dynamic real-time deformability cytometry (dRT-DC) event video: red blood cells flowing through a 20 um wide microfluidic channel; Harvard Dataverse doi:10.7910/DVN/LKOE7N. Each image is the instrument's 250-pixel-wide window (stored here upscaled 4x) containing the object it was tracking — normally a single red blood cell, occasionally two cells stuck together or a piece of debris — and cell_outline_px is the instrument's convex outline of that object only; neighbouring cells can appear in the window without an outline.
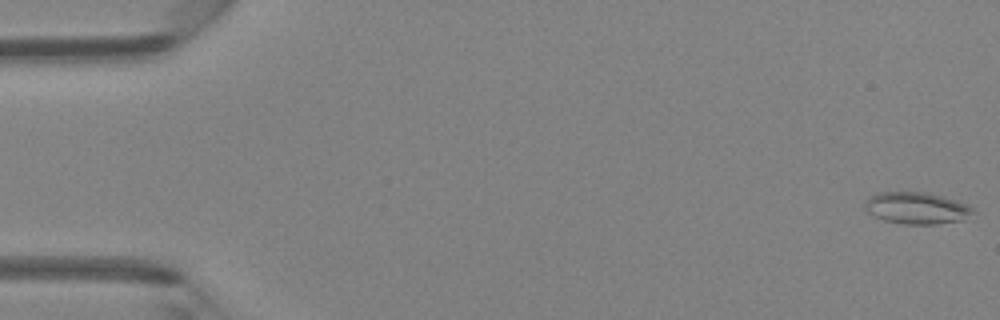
{"species": "Egyptian fruit bat (a non-hibernating species)", "species_latin": "Rousettus aegyptiacus", "temperature_condition": "room temperature", "stored_images_in_passage": 4, "camera_frame_rate_fps": 3000, "um_per_image_px": 0.085, "animal": {"sex": "female"}, "frame": {"image": 1, "passage_image": 1, "time_ms": 0.0, "image_size_px": [1000, 320], "cell_outline_px": [[976, 212], [960, 220], [936, 224], [904, 224], [884, 220], [868, 212], [864, 208], [864, 204], [868, 196], [880, 192], [924, 192], [944, 196], [968, 204]], "centroid_in_image_um": [77.9, 17.67], "position_along_channel_um": 7.1, "area_um2": 20.0}}